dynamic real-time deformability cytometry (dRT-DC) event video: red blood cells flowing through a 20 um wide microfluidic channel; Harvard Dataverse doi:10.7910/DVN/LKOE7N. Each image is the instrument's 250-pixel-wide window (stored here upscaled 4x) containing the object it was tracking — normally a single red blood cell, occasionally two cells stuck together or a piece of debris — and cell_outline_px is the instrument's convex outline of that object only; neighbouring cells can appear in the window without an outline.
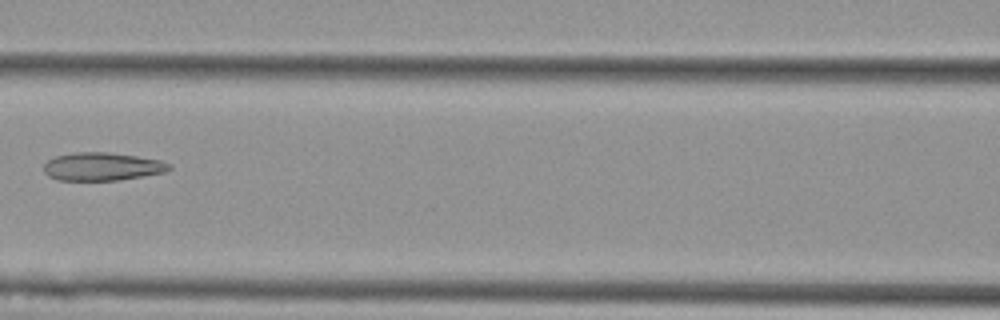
{"species": "Egyptian fruit bat (a non-hibernating species)", "species_latin": "Rousettus aegyptiacus", "temperature_condition": "cold", "stored_images_in_passage": 6, "camera_frame_rate_fps": 3000, "um_per_image_px": 0.085, "animal": {"sex": "female"}, "frame": {"image": 1, "passage_image": 4, "time_ms": 1.0, "image_size_px": [1000, 320], "cell_outline_px": [[172, 168], [164, 172], [120, 180], [56, 180], [48, 176], [44, 172], [44, 164], [48, 160], [56, 156], [72, 152], [108, 152], [136, 156], [160, 160], [172, 164]], "centroid_in_image_um": [8.67, 14.15], "position_along_channel_um": 157.9, "area_um2": 20.58}}